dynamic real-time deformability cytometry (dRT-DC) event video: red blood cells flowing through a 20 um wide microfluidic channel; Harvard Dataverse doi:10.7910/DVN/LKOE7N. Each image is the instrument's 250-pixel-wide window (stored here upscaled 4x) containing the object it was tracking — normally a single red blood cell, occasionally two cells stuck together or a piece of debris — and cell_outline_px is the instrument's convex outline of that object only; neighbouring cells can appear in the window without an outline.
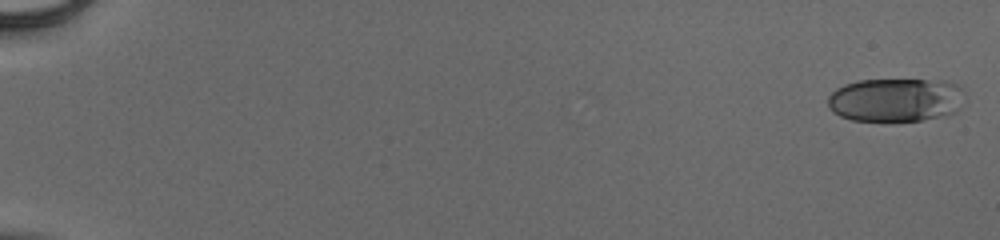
{"species": "human", "species_latin": "Homo sapiens", "temperature_condition": "cold", "stored_images_in_passage": 32, "camera_frame_rate_fps": 3000, "um_per_image_px": 0.085, "donor": {"sex": "male"}, "frame": {"image": 1, "passage_image": 1, "time_ms": 0.0, "image_size_px": [1000, 240], "cell_outline_px": [[964, 104], [956, 112], [944, 116], [924, 120], [852, 120], [840, 116], [832, 112], [828, 108], [828, 96], [836, 88], [844, 84], [856, 80], [948, 80], [956, 84], [964, 92]], "centroid_in_image_um": [76.16, 8.48], "position_along_channel_um": 8.8, "area_um2": 35.2}}
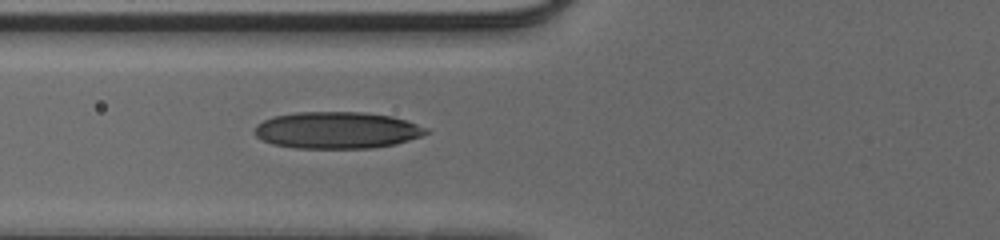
{"frame": {"image": 2, "passage_image": 23, "time_ms": 7.333, "image_size_px": [1000, 240], "cell_outline_px": [[432, 132], [396, 144], [372, 148], [296, 148], [272, 144], [256, 136], [252, 132], [256, 124], [272, 116], [296, 112], [364, 112], [392, 116], [408, 120], [428, 128]], "centroid_in_image_um": [28.65, 11.06], "position_along_channel_um": 97.1, "area_um2": 37.11}}
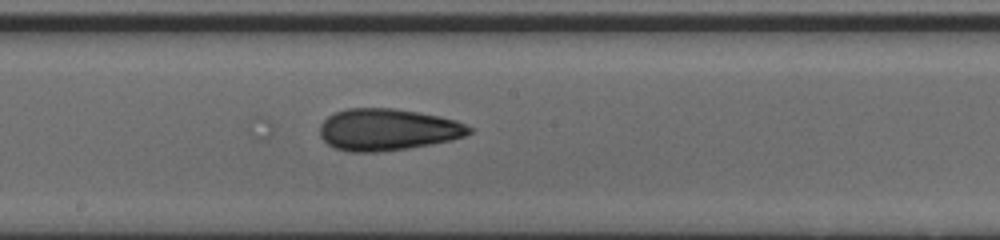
{"frame": {"image": 3, "passage_image": 32, "time_ms": 10.333, "image_size_px": [1000, 240], "cell_outline_px": [[472, 132], [464, 136], [452, 140], [408, 148], [380, 152], [352, 152], [336, 148], [328, 144], [320, 136], [320, 124], [328, 116], [336, 112], [348, 108], [392, 108], [440, 116], [456, 120], [472, 128]], "centroid_in_image_um": [32.94, 11.02], "position_along_channel_um": 215.3, "area_um2": 36.24}}